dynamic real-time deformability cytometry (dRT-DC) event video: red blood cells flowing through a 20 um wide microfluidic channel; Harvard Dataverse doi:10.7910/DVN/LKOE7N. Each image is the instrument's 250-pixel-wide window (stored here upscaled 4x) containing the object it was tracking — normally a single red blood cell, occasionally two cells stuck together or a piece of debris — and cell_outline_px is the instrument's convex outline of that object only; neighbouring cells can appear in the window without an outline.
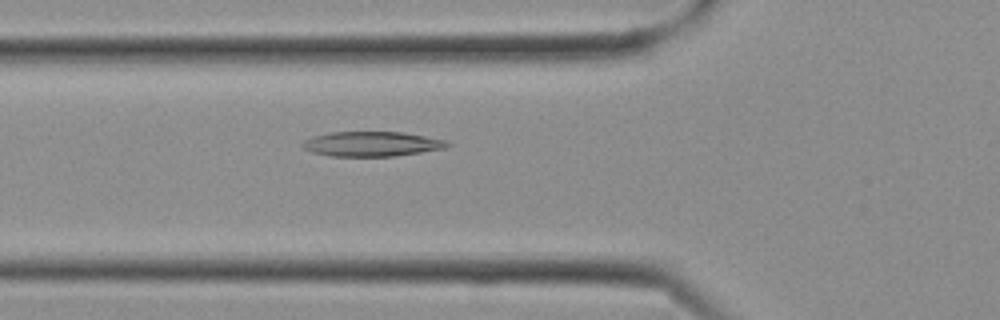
{"species": "Egyptian fruit bat (a non-hibernating species)", "species_latin": "Rousettus aegyptiacus", "temperature_condition": "cold", "stored_images_in_passage": 21, "camera_frame_rate_fps": 3000, "um_per_image_px": 0.085, "frame": {"image": 1, "passage_image": 4, "time_ms": 1.0, "image_size_px": [1000, 320], "cell_outline_px": [[452, 144], [444, 148], [396, 156], [332, 156], [312, 152], [304, 148], [300, 144], [304, 140], [312, 136], [332, 132], [404, 132], [448, 140]], "centroid_in_image_um": [31.62, 12.23], "position_along_channel_um": 94.2, "area_um2": 20.98}}
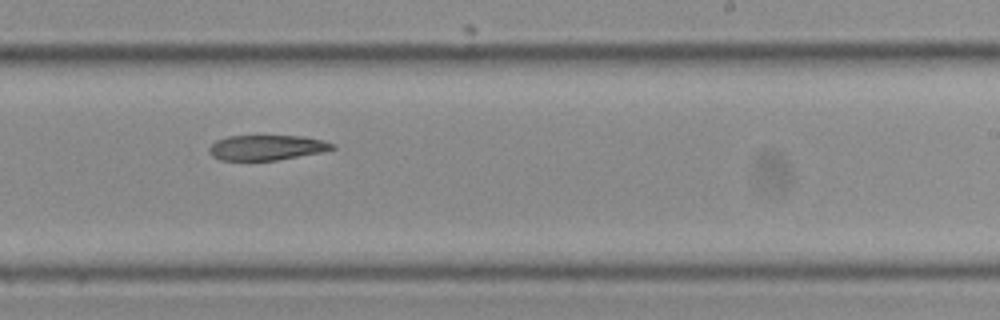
{"frame": {"image": 2, "passage_image": 11, "time_ms": 3.333, "image_size_px": [1000, 320], "cell_outline_px": [[336, 148], [320, 152], [276, 160], [220, 160], [212, 156], [208, 152], [208, 148], [216, 140], [228, 136], [304, 136], [336, 144]], "centroid_in_image_um": [22.63, 12.54], "position_along_channel_um": 266.4, "area_um2": 17.92}}
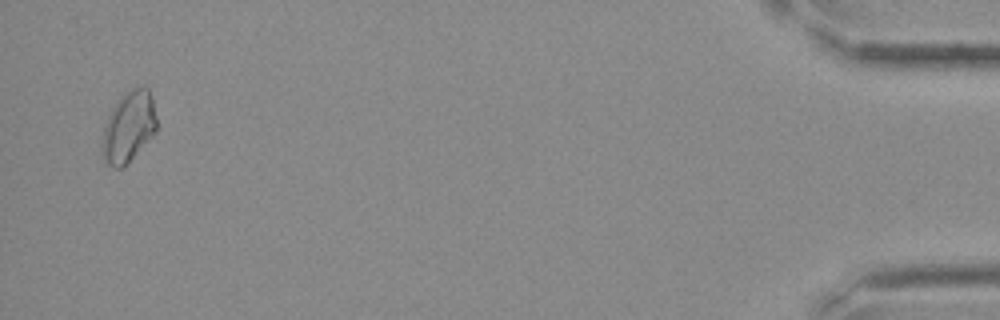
{"frame": {"image": 3, "passage_image": 21, "time_ms": 6.667, "image_size_px": [1000, 320], "cell_outline_px": [[156, 132], [128, 164], [120, 168], [116, 168], [104, 164], [100, 152], [104, 128], [108, 116], [112, 108], [124, 92], [132, 88], [144, 84], [148, 88], [152, 100], [156, 116]], "centroid_in_image_um": [10.91, 10.81], "position_along_channel_um": 424.3, "area_um2": 22.89}}